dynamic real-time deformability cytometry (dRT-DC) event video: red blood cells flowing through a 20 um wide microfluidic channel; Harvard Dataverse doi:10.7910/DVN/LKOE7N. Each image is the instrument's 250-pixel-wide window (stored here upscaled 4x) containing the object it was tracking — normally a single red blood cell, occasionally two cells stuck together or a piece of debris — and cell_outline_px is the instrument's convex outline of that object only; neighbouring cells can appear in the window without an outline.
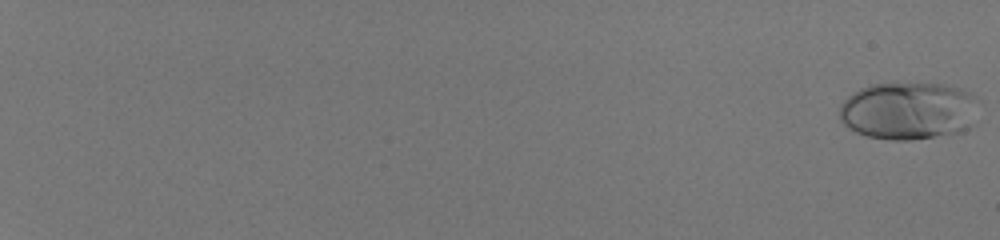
{"species": "human", "species_latin": "Homo sapiens", "temperature_condition": "room temperature", "stored_images_in_passage": 56, "camera_frame_rate_fps": 3000, "um_per_image_px": 0.085, "donor": {"sex": "male"}, "frame": {"image": 1, "passage_image": 1, "time_ms": 0.0, "image_size_px": [1000, 240], "cell_outline_px": [[972, 124], [968, 128], [960, 132], [908, 140], [892, 140], [868, 136], [856, 132], [848, 128], [840, 120], [840, 104], [848, 96], [860, 88], [872, 84], [896, 80], [944, 84], [960, 88], [972, 92]], "centroid_in_image_um": [77.13, 9.37], "position_along_channel_um": 7.9, "area_um2": 47.05}}
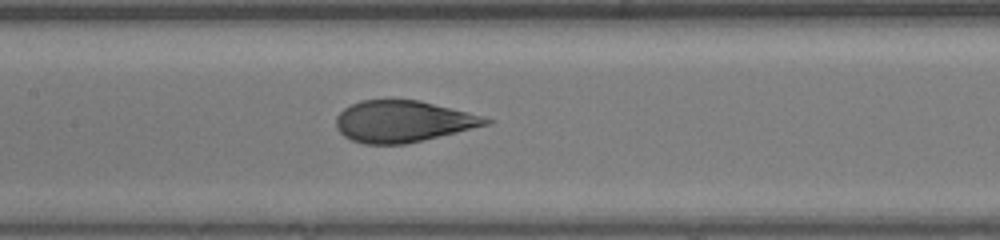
{"frame": {"image": 2, "passage_image": 34, "time_ms": 11.0, "image_size_px": [1000, 240], "cell_outline_px": [[496, 120], [492, 124], [404, 144], [364, 144], [352, 140], [344, 136], [336, 128], [336, 116], [344, 108], [360, 100], [420, 100], [484, 116]], "centroid_in_image_um": [34.27, 10.31], "position_along_channel_um": 173.1, "area_um2": 36.24}}
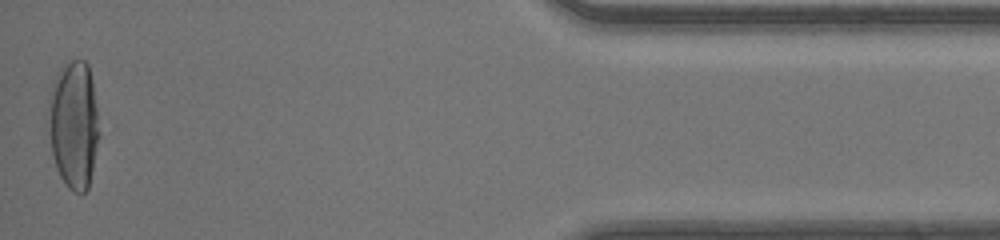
{"frame": {"image": 3, "passage_image": 56, "time_ms": 18.333, "image_size_px": [1000, 240], "cell_outline_px": [[100, 132], [92, 172], [88, 188], [84, 192], [72, 192], [64, 184], [56, 168], [52, 152], [48, 132], [48, 104], [52, 80], [56, 72], [68, 60], [84, 60], [88, 64], [92, 80]], "centroid_in_image_um": [6.25, 10.57], "position_along_channel_um": 428.9, "area_um2": 38.38}, "authors_computed_cell_mechanics": {"area_um2": 38.3792, "velocity_mm_per_s": 4.1848, "shape_relaxation_time_tau1_ms": 5.5506, "shape_relaxation_time_tau2_ms": null, "deformation_change_tau1": 0.2495, "deformation_change_tau2": null}}